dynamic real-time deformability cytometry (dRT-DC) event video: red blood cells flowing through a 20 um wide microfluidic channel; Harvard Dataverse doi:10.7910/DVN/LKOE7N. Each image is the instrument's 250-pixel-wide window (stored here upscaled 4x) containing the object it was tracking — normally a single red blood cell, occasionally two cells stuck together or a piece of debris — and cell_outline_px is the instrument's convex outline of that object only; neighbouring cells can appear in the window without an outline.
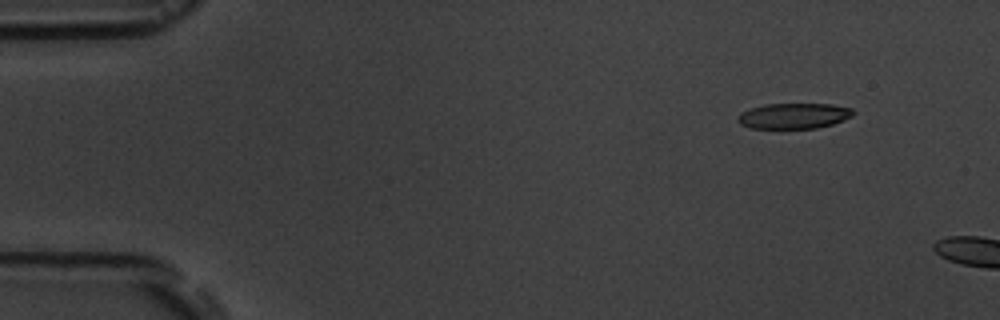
{"species": "common noctule bat (a hibernating species)", "species_latin": "Nyctalus noctula", "temperature_condition": "room temperature", "stored_images_in_passage": 3, "camera_frame_rate_fps": 3000, "um_per_image_px": 0.085, "animal": {"sex": "male", "body_mass_g": 19.5, "forearm_length_mm": 54.6}, "frame": {"image": 1, "passage_image": 1, "time_ms": 0.0, "image_size_px": [1000, 320], "cell_outline_px": [[856, 112], [852, 116], [844, 120], [832, 124], [816, 128], [752, 128], [740, 124], [736, 120], [740, 112], [764, 104], [832, 104], [852, 108]], "centroid_in_image_um": [67.49, 9.84], "position_along_channel_um": 17.5, "area_um2": 17.22}}